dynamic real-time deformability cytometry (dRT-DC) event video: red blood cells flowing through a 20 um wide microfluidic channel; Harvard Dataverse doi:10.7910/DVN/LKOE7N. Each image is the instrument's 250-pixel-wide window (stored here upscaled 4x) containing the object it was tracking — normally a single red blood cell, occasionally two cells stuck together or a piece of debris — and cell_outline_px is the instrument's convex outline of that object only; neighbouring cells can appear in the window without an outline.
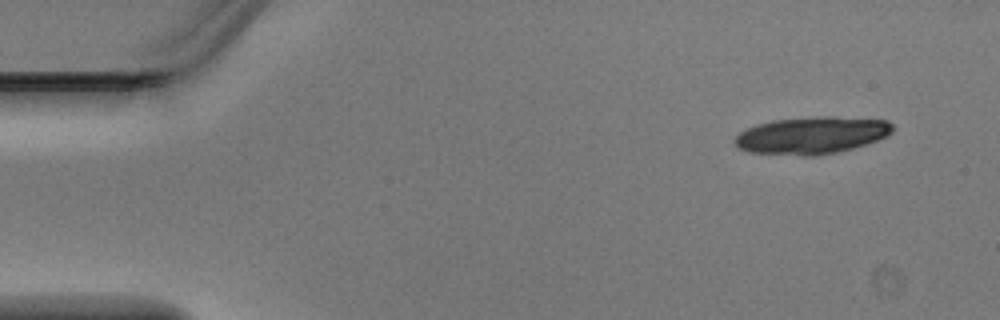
{"species": "Egyptian fruit bat (a non-hibernating species)", "species_latin": "Rousettus aegyptiacus", "temperature_condition": "warm", "stored_images_in_passage": 3, "camera_frame_rate_fps": 3000, "um_per_image_px": 0.085, "animal": {"sex": "male"}, "frame": {"image": 1, "passage_image": 1, "time_ms": 0.0, "image_size_px": [1000, 320], "cell_outline_px": [[892, 132], [888, 136], [852, 148], [836, 152], [812, 156], [804, 156], [748, 152], [736, 148], [732, 140], [740, 132], [756, 124], [772, 120], [824, 116], [832, 116], [888, 120], [892, 124]], "centroid_in_image_um": [68.95, 11.5], "position_along_channel_um": 16.1, "area_um2": 34.28}}